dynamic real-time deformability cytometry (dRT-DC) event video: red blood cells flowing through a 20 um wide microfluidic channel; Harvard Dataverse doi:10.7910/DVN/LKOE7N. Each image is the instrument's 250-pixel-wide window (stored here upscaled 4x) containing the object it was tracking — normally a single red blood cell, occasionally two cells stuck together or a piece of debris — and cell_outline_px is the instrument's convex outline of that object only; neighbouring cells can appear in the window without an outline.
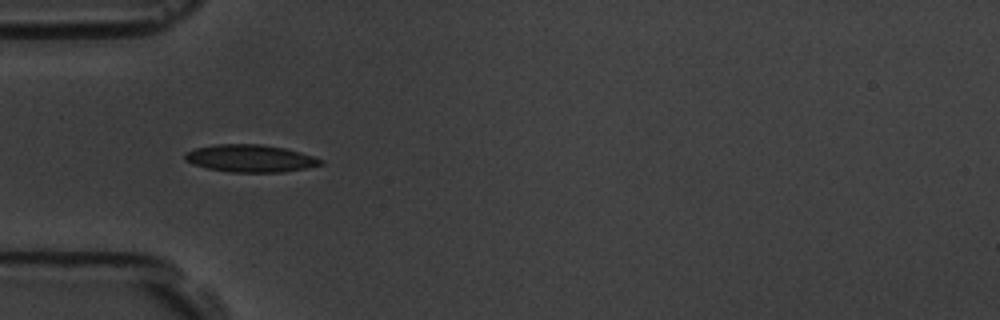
{"species": "common noctule bat (a hibernating species)", "species_latin": "Nyctalus noctula", "temperature_condition": "room temperature", "stored_images_in_passage": 41, "camera_frame_rate_fps": 3000, "um_per_image_px": 0.085, "animal": {"sex": "male", "body_mass_g": 19.5, "forearm_length_mm": 54.6}, "frame": {"image": 1, "passage_image": 1, "time_ms": 0.0, "image_size_px": [1000, 320], "cell_outline_px": [[324, 164], [308, 168], [284, 172], [228, 172], [208, 168], [192, 164], [184, 160], [184, 152], [196, 148], [216, 144], [260, 144], [284, 148], [300, 152], [324, 160]], "centroid_in_image_um": [21.27, 13.47], "position_along_channel_um": 63.7, "area_um2": 21.79}}
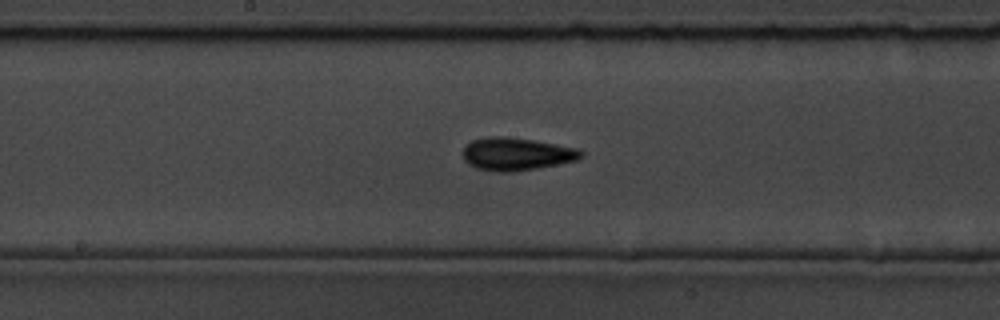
{"frame": {"image": 2, "passage_image": 13, "time_ms": 4.0, "image_size_px": [1000, 320], "cell_outline_px": [[584, 156], [576, 160], [536, 168], [512, 172], [496, 172], [476, 168], [468, 164], [464, 160], [464, 144], [472, 140], [488, 136], [504, 136], [532, 140], [576, 148], [584, 152]], "centroid_in_image_um": [43.85, 13.09], "position_along_channel_um": 204.3, "area_um2": 22.48}}
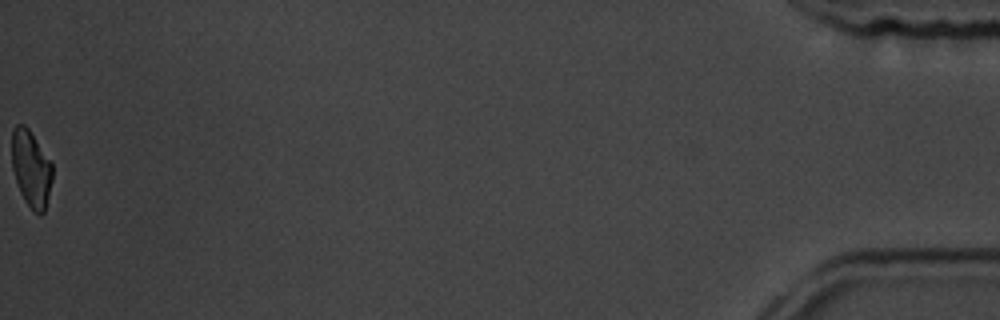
{"frame": {"image": 3, "passage_image": 41, "time_ms": 13.333, "image_size_px": [1000, 320], "cell_outline_px": [[52, 180], [44, 212], [40, 216], [24, 200], [20, 192], [12, 168], [12, 128], [16, 124], [24, 124], [28, 128], [52, 164]], "centroid_in_image_um": [2.63, 14.32], "position_along_channel_um": 432.6, "area_um2": 17.86}, "authors_computed_cell_mechanics": {"area_um2": 20.3456, "velocity_mm_per_s": 3.5437, "shape_relaxation_time_tau1_ms": 4.2553, "shape_relaxation_time_tau2_ms": 2.4031, "deformation_change_tau1": 0.116, "deformation_change_tau2": 0.0817}}